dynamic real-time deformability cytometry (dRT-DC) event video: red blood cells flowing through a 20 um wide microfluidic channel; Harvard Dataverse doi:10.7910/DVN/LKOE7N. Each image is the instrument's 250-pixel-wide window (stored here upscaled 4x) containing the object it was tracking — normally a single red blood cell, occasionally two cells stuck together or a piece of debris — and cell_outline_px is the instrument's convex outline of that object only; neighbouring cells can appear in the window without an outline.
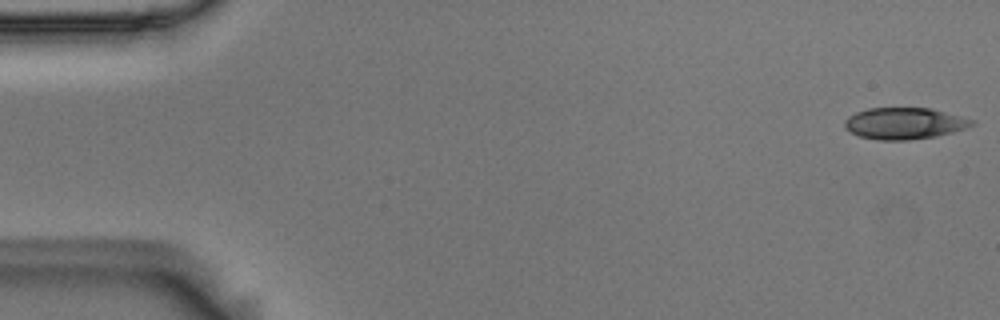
{"species": "Egyptian fruit bat (a non-hibernating species)", "species_latin": "Rousettus aegyptiacus", "temperature_condition": "room temperature", "stored_images_in_passage": 54, "camera_frame_rate_fps": 3000, "um_per_image_px": 0.085, "animal": {"sex": "male"}, "frame": {"image": 1, "passage_image": 1, "time_ms": 0.0, "image_size_px": [1000, 320], "cell_outline_px": [[976, 124], [968, 128], [936, 136], [908, 140], [880, 140], [860, 136], [844, 128], [844, 120], [848, 116], [856, 112], [868, 108], [932, 108], [976, 120]], "centroid_in_image_um": [76.91, 10.48], "position_along_channel_um": 8.1, "area_um2": 23.52}}
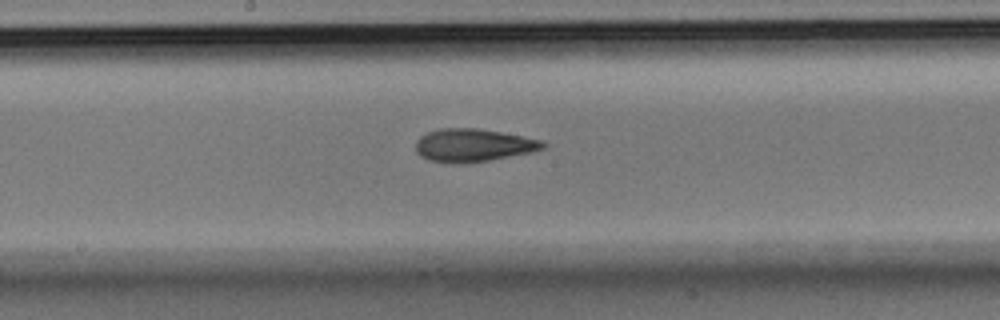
{"frame": {"image": 2, "passage_image": 28, "time_ms": 9.0, "image_size_px": [1000, 320], "cell_outline_px": [[548, 144], [544, 148], [532, 152], [488, 160], [464, 164], [452, 164], [428, 160], [420, 156], [416, 152], [416, 140], [420, 136], [428, 132], [440, 128], [476, 128], [500, 132], [544, 140]], "centroid_in_image_um": [40.21, 12.35], "position_along_channel_um": 208.0, "area_um2": 24.62}}
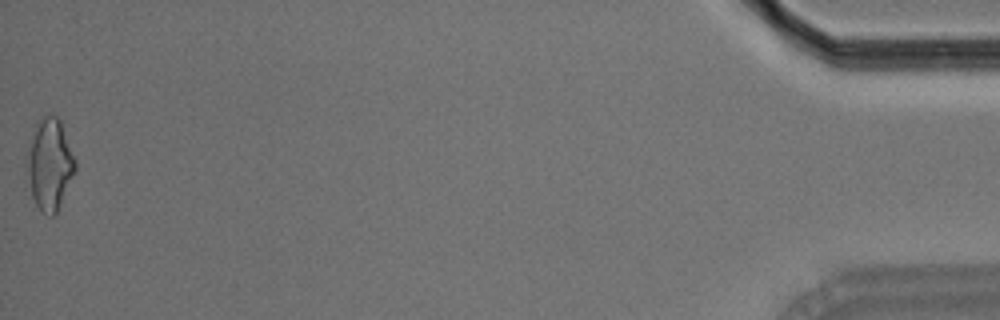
{"frame": {"image": 3, "passage_image": 54, "time_ms": 17.667, "image_size_px": [1000, 320], "cell_outline_px": [[76, 168], [60, 204], [56, 212], [52, 216], [48, 216], [36, 204], [32, 196], [24, 164], [24, 160], [36, 120], [48, 112], [56, 116], [60, 120], [76, 160]], "centroid_in_image_um": [4.18, 13.89], "position_along_channel_um": 431.0, "area_um2": 25.95}, "authors_computed_cell_mechanics": {"area_um2": 23.698, "velocity_mm_per_s": 3.699, "shape_relaxation_time_tau1_ms": 4.1599, "shape_relaxation_time_tau2_ms": 2.7364, "deformation_change_tau1": 0.1405, "deformation_change_tau2": 0.1025}}